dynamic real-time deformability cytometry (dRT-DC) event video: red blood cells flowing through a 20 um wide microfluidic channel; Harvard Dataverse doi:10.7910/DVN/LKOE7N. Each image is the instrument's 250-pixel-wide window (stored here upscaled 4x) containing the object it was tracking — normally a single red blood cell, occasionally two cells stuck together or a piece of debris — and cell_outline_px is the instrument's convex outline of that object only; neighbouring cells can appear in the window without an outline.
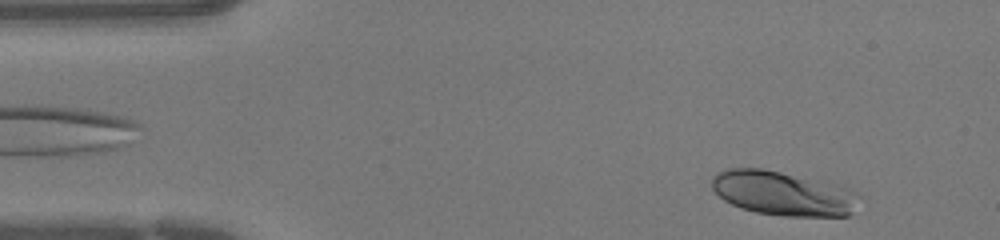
{"species": "human", "species_latin": "Homo sapiens", "temperature_condition": "warm", "stored_images_in_passage": 34, "camera_frame_rate_fps": 3000, "um_per_image_px": 0.085, "donor": {"sex": "female"}, "frame": {"image": 1, "passage_image": 2, "time_ms": 0.333, "image_size_px": [1000, 240], "cell_outline_px": [[860, 196], [852, 212], [848, 216], [784, 216], [756, 212], [740, 208], [724, 200], [712, 188], [712, 176], [716, 172], [728, 168], [760, 168], [780, 172], [860, 192]], "centroid_in_image_um": [66.5, 16.45], "position_along_channel_um": 18.5, "area_um2": 37.45}}
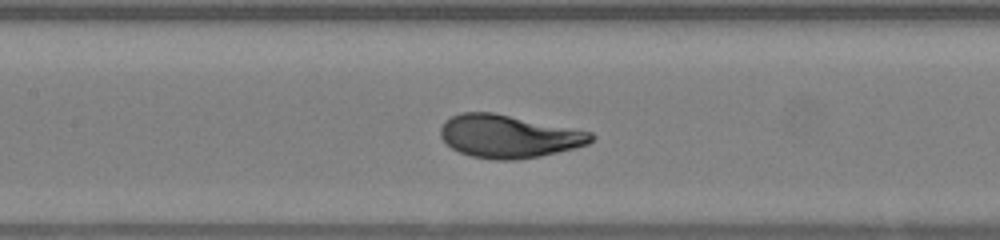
{"frame": {"image": 2, "passage_image": 17, "time_ms": 5.333, "image_size_px": [1000, 240], "cell_outline_px": [[596, 136], [588, 144], [540, 156], [516, 160], [496, 160], [472, 156], [460, 152], [452, 148], [440, 136], [440, 128], [444, 120], [460, 112], [492, 112], [592, 132]], "centroid_in_image_um": [43.21, 11.58], "position_along_channel_um": 164.2, "area_um2": 37.45}}
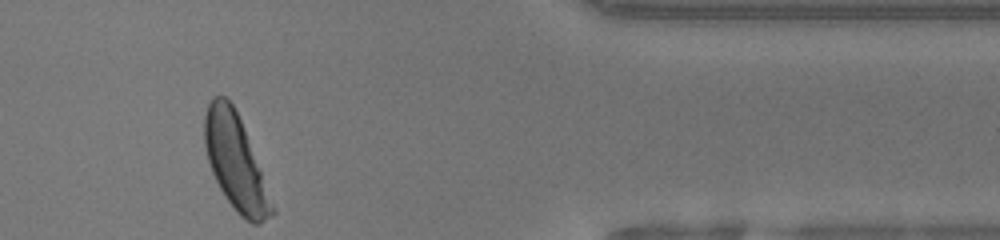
{"frame": {"image": 3, "passage_image": 34, "time_ms": 11.0, "image_size_px": [1000, 240], "cell_outline_px": [[276, 212], [272, 216], [260, 224], [252, 224], [240, 216], [236, 212], [224, 196], [212, 172], [208, 160], [204, 144], [204, 116], [208, 104], [212, 96], [224, 96], [232, 104], [240, 120]], "centroid_in_image_um": [19.98, 13.82], "position_along_channel_um": 391.4, "area_um2": 36.47}}